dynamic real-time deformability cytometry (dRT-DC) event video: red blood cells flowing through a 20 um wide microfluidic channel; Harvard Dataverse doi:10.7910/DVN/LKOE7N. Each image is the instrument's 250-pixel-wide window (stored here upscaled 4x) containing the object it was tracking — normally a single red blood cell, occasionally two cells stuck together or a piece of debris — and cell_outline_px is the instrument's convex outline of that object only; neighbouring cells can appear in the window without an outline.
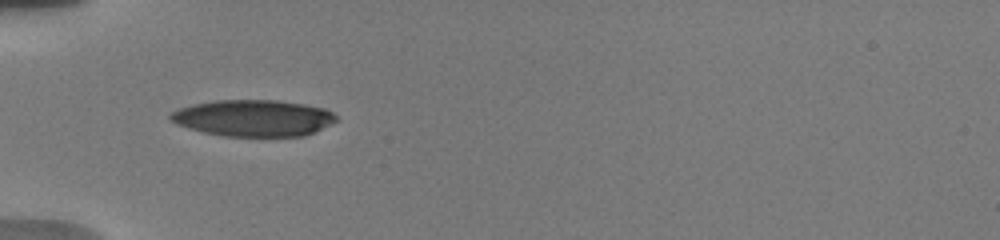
{"species": "human", "species_latin": "Homo sapiens", "temperature_condition": "warm", "stored_images_in_passage": 2, "camera_frame_rate_fps": 3000, "um_per_image_px": 0.085, "donor": {"sex": "male"}, "frame": {"image": 1, "passage_image": 1, "time_ms": 0.0, "image_size_px": [1000, 240], "cell_outline_px": [[340, 120], [304, 136], [224, 136], [204, 132], [188, 128], [176, 124], [168, 116], [172, 112], [180, 108], [192, 104], [216, 100], [280, 100], [304, 104], [324, 108], [332, 112]], "centroid_in_image_um": [21.55, 10.03], "position_along_channel_um": 63.4, "area_um2": 35.32}}